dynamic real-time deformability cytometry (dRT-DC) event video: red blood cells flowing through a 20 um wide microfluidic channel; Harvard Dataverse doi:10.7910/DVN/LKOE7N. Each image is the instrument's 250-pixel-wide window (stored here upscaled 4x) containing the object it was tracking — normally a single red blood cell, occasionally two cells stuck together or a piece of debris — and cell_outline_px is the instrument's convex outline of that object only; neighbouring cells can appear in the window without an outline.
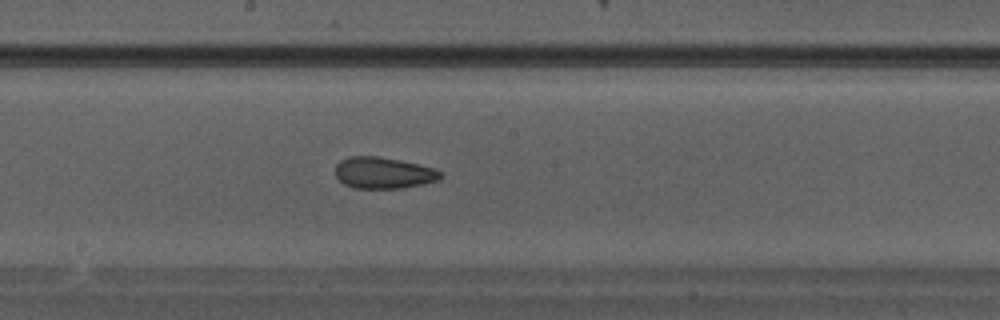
{"species": "Egyptian fruit bat (a non-hibernating species)", "species_latin": "Rousettus aegyptiacus", "temperature_condition": "warm", "stored_images_in_passage": 33, "camera_frame_rate_fps": 3000, "um_per_image_px": 0.085, "animal": {"sex": "male"}, "frame": {"image": 1, "passage_image": 19, "time_ms": 6.0, "image_size_px": [1000, 320], "cell_outline_px": [[444, 176], [440, 180], [424, 184], [400, 188], [356, 188], [344, 184], [336, 176], [336, 164], [340, 160], [348, 156], [376, 156], [400, 160], [436, 168], [444, 172]], "centroid_in_image_um": [32.65, 14.69], "position_along_channel_um": 215.5, "area_um2": 19.48}}